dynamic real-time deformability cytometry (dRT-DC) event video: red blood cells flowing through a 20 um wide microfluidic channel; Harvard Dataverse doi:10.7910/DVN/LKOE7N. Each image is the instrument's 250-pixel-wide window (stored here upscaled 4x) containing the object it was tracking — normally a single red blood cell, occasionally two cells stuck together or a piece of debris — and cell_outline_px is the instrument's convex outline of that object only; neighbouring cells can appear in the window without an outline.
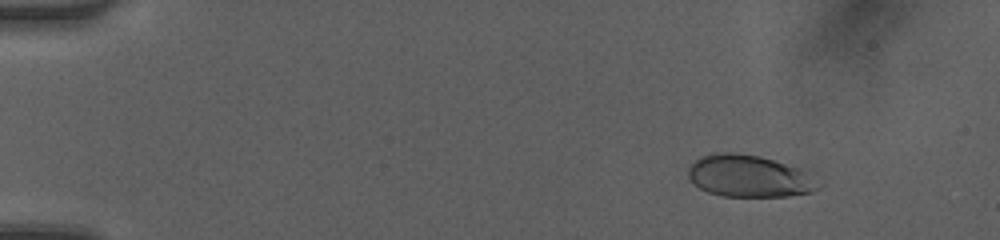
{"species": "human", "species_latin": "Homo sapiens", "temperature_condition": "room temperature", "stored_images_in_passage": 44, "camera_frame_rate_fps": 3000, "um_per_image_px": 0.085, "donor": {"sex": "female"}, "frame": {"image": 1, "passage_image": 1, "time_ms": 0.0, "image_size_px": [1000, 240], "cell_outline_px": [[824, 184], [820, 188], [812, 192], [788, 196], [724, 196], [708, 192], [692, 184], [688, 176], [688, 168], [696, 160], [704, 156], [716, 152], [732, 152], [760, 156], [812, 168]], "centroid_in_image_um": [63.87, 14.96], "position_along_channel_um": 21.1, "area_um2": 33.18}}
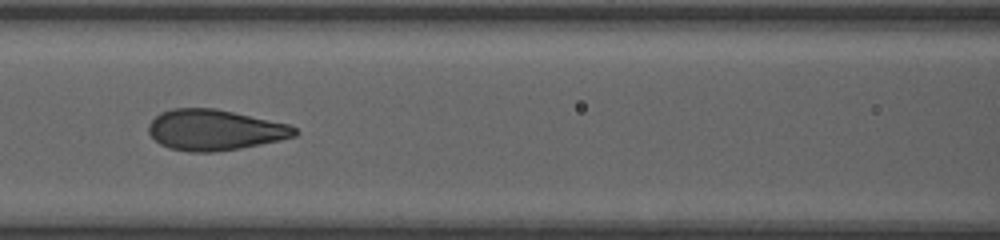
{"frame": {"image": 2, "passage_image": 18, "time_ms": 5.667, "image_size_px": [1000, 240], "cell_outline_px": [[300, 132], [296, 136], [280, 140], [240, 148], [212, 152], [188, 152], [168, 148], [160, 144], [148, 132], [148, 124], [160, 112], [172, 108], [216, 108], [288, 124], [296, 128]], "centroid_in_image_um": [18.24, 11.04], "position_along_channel_um": 148.4, "area_um2": 34.74}}
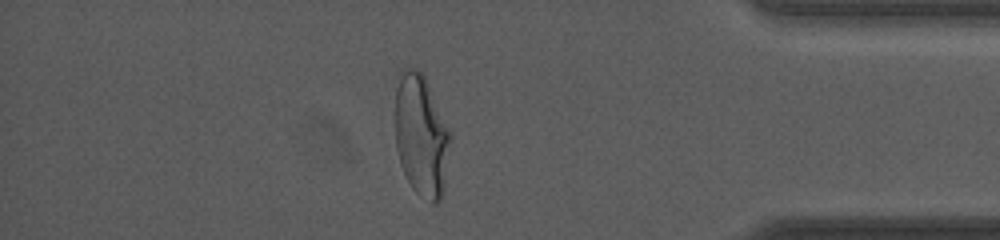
{"frame": {"image": 3, "passage_image": 38, "time_ms": 12.333, "image_size_px": [1000, 240], "cell_outline_px": [[452, 140], [444, 192], [440, 200], [436, 204], [432, 204], [420, 196], [412, 188], [400, 164], [396, 148], [396, 76], [400, 68], [416, 68], [424, 72], [452, 132]], "centroid_in_image_um": [35.84, 11.48], "position_along_channel_um": 399.4, "area_um2": 40.58}, "authors_computed_cell_mechanics": {"area_um2": 34.8534, "velocity_mm_per_s": 4.1716, "shape_relaxation_time_tau1_ms": 4.391, "shape_relaxation_time_tau2_ms": null, "deformation_change_tau1": 0.1922, "deformation_change_tau2": null}}